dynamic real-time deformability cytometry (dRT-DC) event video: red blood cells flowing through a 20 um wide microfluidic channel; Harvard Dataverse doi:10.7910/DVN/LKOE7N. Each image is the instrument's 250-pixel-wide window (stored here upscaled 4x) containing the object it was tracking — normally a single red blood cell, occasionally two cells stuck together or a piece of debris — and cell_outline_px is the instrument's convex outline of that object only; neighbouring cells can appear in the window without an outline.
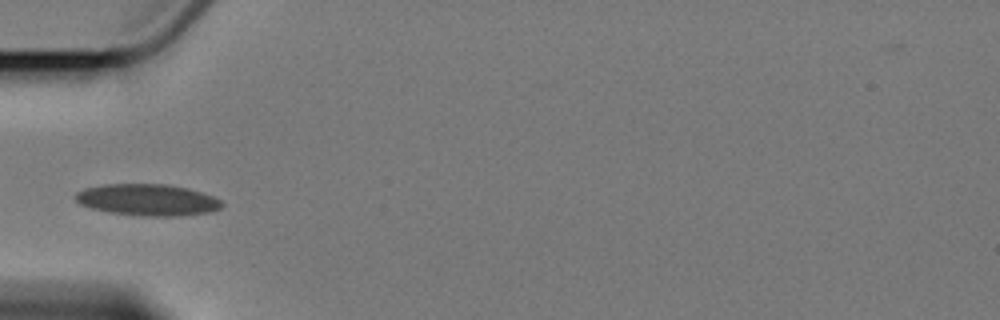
{"species": "Egyptian fruit bat (a non-hibernating species)", "species_latin": "Rousettus aegyptiacus", "temperature_condition": "cold", "stored_images_in_passage": 8, "camera_frame_rate_fps": 3000, "um_per_image_px": 0.085, "animal": {"sex": "female"}, "frame": {"image": 1, "passage_image": 3, "time_ms": 3.667, "image_size_px": [1000, 320], "cell_outline_px": [[224, 204], [220, 208], [208, 212], [180, 216], [140, 216], [108, 212], [88, 208], [80, 204], [72, 196], [76, 192], [84, 188], [104, 184], [168, 184], [188, 188], [212, 196], [220, 200]], "centroid_in_image_um": [12.48, 16.99], "position_along_channel_um": 72.5, "area_um2": 27.17}}
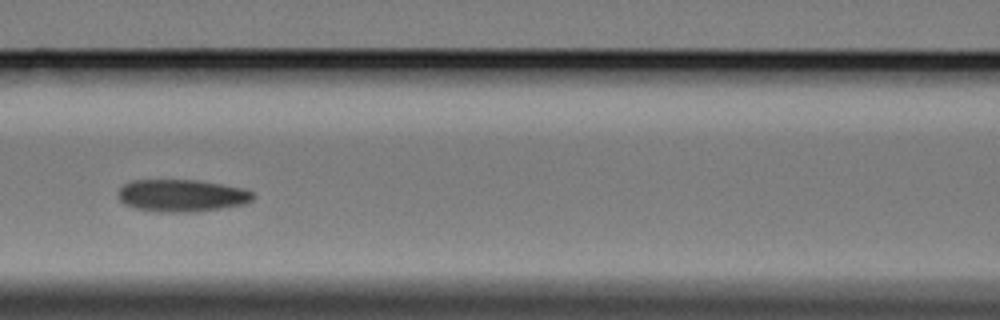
{"frame": {"image": 2, "passage_image": 5, "time_ms": 6.0, "image_size_px": [1000, 320], "cell_outline_px": [[256, 196], [248, 204], [196, 212], [160, 212], [136, 208], [124, 204], [120, 200], [120, 188], [124, 184], [132, 180], [200, 180], [244, 188], [252, 192]], "centroid_in_image_um": [15.52, 16.62], "position_along_channel_um": 151.1, "area_um2": 25.55}}
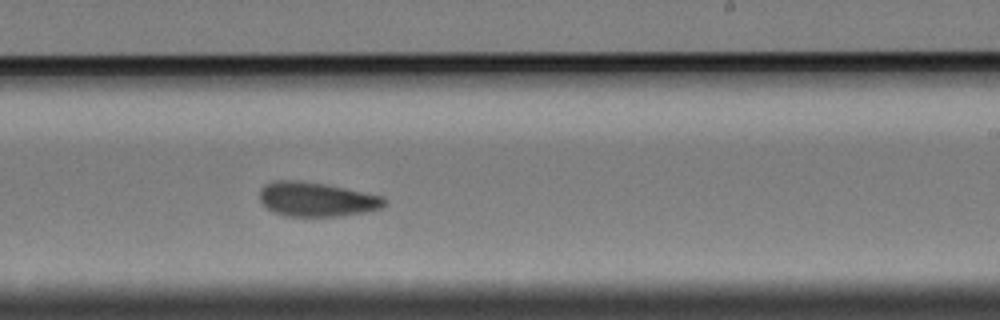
{"frame": {"image": 3, "passage_image": 8, "time_ms": 9.333, "image_size_px": [1000, 320], "cell_outline_px": [[388, 204], [380, 208], [364, 212], [344, 216], [288, 216], [272, 212], [260, 200], [260, 188], [264, 184], [276, 180], [300, 180], [324, 184], [384, 196], [388, 200]], "centroid_in_image_um": [26.93, 16.94], "position_along_channel_um": 262.1, "area_um2": 25.09}}